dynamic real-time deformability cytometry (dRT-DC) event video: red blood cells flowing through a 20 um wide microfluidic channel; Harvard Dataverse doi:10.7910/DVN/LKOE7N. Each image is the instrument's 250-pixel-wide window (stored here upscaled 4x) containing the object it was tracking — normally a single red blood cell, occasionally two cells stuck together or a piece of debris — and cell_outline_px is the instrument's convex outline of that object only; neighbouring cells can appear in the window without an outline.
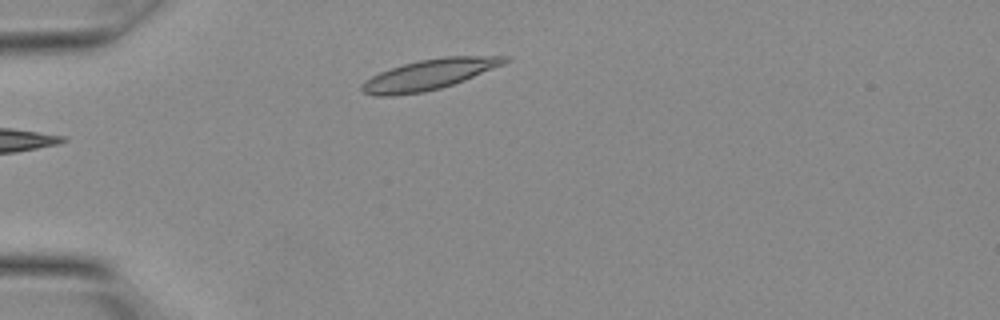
{"species": "Egyptian fruit bat (a non-hibernating species)", "species_latin": "Rousettus aegyptiacus", "temperature_condition": "warm", "stored_images_in_passage": 19, "camera_frame_rate_fps": 3000, "um_per_image_px": 0.085, "animal": {"sex": "female"}, "frame": {"image": 1, "passage_image": 1, "time_ms": 0.0, "image_size_px": [1000, 320], "cell_outline_px": [[512, 56], [504, 64], [464, 80], [440, 88], [424, 92], [392, 96], [376, 96], [364, 92], [360, 88], [360, 84], [364, 80], [380, 72], [404, 64], [420, 60], [444, 56]], "centroid_in_image_um": [36.46, 6.34], "position_along_channel_um": 48.5, "area_um2": 25.14}}
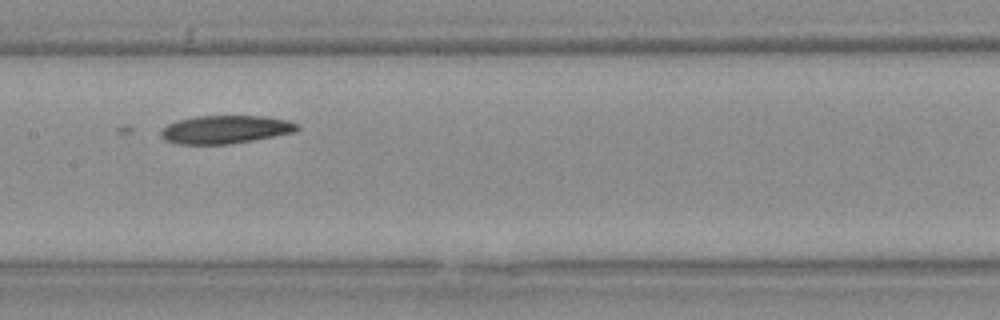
{"frame": {"image": 2, "passage_image": 8, "time_ms": 2.333, "image_size_px": [1000, 320], "cell_outline_px": [[300, 128], [296, 132], [252, 140], [228, 144], [176, 144], [164, 140], [160, 136], [160, 132], [168, 124], [176, 120], [196, 116], [268, 116], [288, 120], [300, 124]], "centroid_in_image_um": [19.17, 11.0], "position_along_channel_um": 188.2, "area_um2": 22.54}}
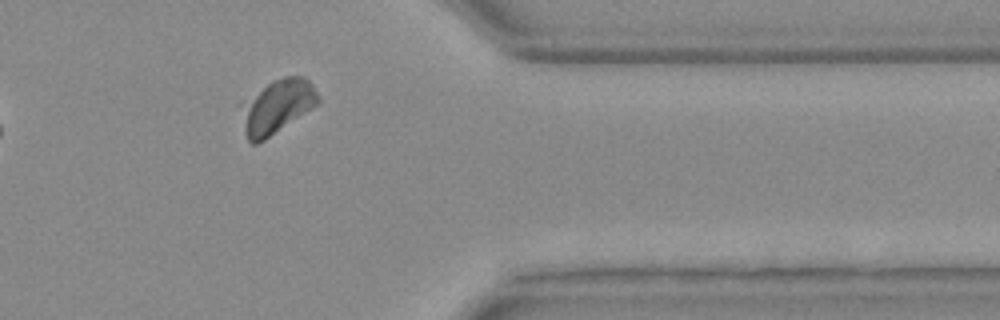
{"frame": {"image": 3, "passage_image": 17, "time_ms": 5.333, "image_size_px": [1000, 320], "cell_outline_px": [[320, 100], [316, 104], [264, 140], [256, 144], [252, 144], [248, 140], [244, 128], [244, 108], [272, 80], [284, 76], [304, 76], [312, 84], [320, 96]], "centroid_in_image_um": [23.64, 9.05], "position_along_channel_um": 387.8, "area_um2": 22.54}}